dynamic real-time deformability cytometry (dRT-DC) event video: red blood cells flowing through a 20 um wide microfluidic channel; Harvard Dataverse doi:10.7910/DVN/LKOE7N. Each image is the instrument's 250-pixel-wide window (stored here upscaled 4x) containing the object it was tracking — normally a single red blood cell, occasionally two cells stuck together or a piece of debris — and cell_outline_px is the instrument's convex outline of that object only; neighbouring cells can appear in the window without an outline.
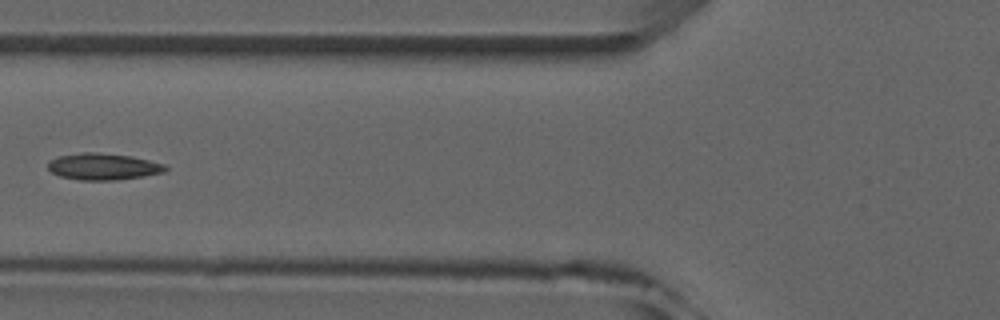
{"species": "common noctule bat (a hibernating species)", "species_latin": "Nyctalus noctula", "temperature_condition": "room temperature", "stored_images_in_passage": 7, "camera_frame_rate_fps": 3000, "um_per_image_px": 0.085, "animal": {"sex": "male", "forearm_length_mm": 52.5}, "frame": {"image": 1, "passage_image": 6, "time_ms": 6.0, "image_size_px": [1000, 320], "cell_outline_px": [[168, 168], [164, 172], [144, 176], [116, 180], [80, 180], [60, 176], [52, 172], [48, 168], [48, 160], [60, 156], [84, 152], [96, 152], [132, 156], [164, 164]], "centroid_in_image_um": [8.77, 14.16], "position_along_channel_um": 117.0, "area_um2": 18.15}}
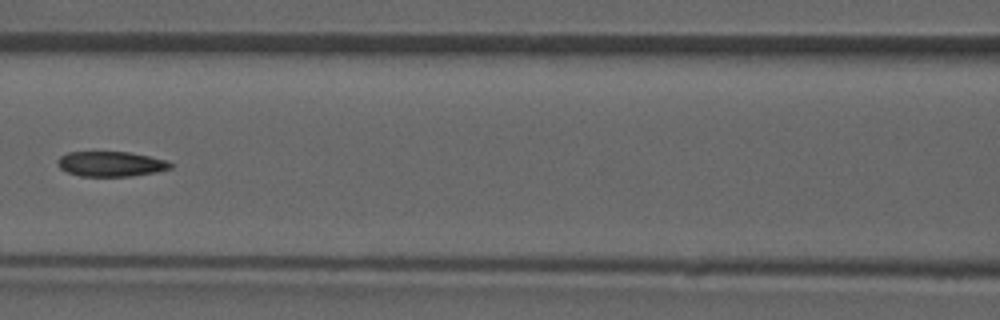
{"frame": {"image": 2, "passage_image": 7, "time_ms": 7.0, "image_size_px": [1000, 320], "cell_outline_px": [[176, 164], [172, 168], [156, 172], [132, 176], [80, 176], [68, 172], [60, 168], [56, 164], [56, 160], [60, 156], [68, 152], [128, 152], [168, 160]], "centroid_in_image_um": [9.45, 13.93], "position_along_channel_um": 157.1, "area_um2": 16.65}}